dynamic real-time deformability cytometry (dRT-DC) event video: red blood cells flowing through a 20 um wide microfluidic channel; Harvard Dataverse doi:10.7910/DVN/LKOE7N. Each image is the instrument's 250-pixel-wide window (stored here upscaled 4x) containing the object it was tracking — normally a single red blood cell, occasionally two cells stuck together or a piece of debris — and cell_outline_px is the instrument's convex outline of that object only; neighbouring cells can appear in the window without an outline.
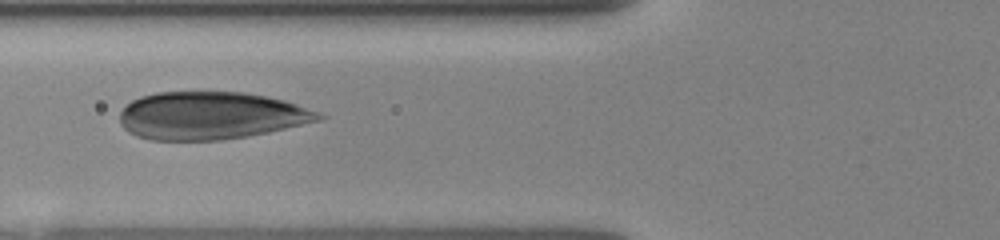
{"species": "human", "species_latin": "Homo sapiens", "temperature_condition": "room temperature", "stored_images_in_passage": 7, "camera_frame_rate_fps": 3000, "um_per_image_px": 0.085, "donor": {"sex": "female"}, "frame": {"image": 1, "passage_image": 4, "time_ms": 3.0, "image_size_px": [1000, 240], "cell_outline_px": [[328, 116], [320, 120], [268, 132], [248, 136], [220, 140], [148, 140], [136, 136], [128, 132], [120, 124], [120, 112], [132, 100], [140, 96], [156, 92], [244, 92], [284, 100], [320, 112]], "centroid_in_image_um": [17.9, 9.83], "position_along_channel_um": 107.9, "area_um2": 55.26}}
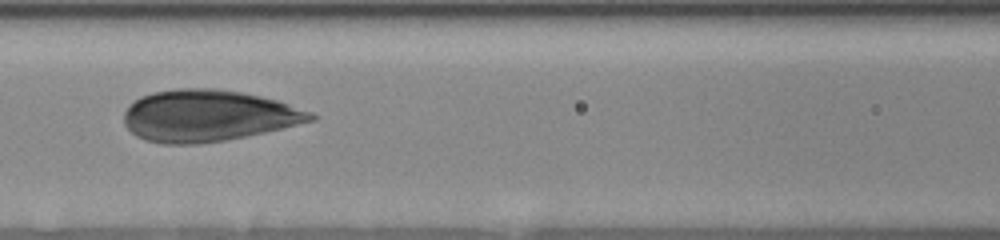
{"frame": {"image": 2, "passage_image": 5, "time_ms": 4.0, "image_size_px": [1000, 240], "cell_outline_px": [[320, 116], [316, 120], [264, 132], [224, 140], [200, 144], [164, 144], [144, 140], [136, 136], [124, 124], [124, 112], [128, 104], [140, 96], [152, 92], [176, 88], [216, 88], [240, 92], [260, 96], [276, 100], [312, 112]], "centroid_in_image_um": [17.65, 9.83], "position_along_channel_um": 149.0, "area_um2": 56.24}}
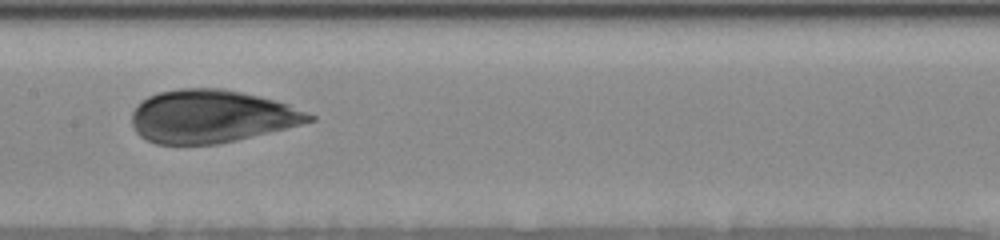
{"frame": {"image": 3, "passage_image": 6, "time_ms": 5.0, "image_size_px": [1000, 240], "cell_outline_px": [[316, 120], [236, 140], [216, 144], [156, 144], [140, 136], [136, 132], [132, 124], [132, 112], [148, 96], [160, 92], [180, 88], [220, 88], [240, 92], [288, 104], [308, 112], [316, 116]], "centroid_in_image_um": [17.95, 9.89], "position_along_channel_um": 189.4, "area_um2": 54.04}}